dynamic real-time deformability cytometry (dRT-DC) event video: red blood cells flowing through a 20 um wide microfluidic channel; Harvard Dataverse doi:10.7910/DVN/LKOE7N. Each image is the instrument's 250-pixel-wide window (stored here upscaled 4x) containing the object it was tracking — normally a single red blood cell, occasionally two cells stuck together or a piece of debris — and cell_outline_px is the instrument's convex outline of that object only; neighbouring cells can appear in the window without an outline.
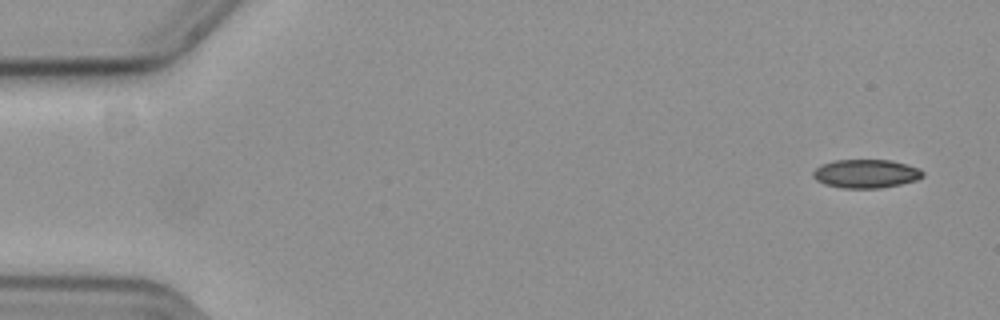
{"species": "common noctule bat (a hibernating species)", "species_latin": "Nyctalus noctula", "temperature_condition": "cold", "stored_images_in_passage": 2, "camera_frame_rate_fps": 3000, "um_per_image_px": 0.085, "animal": {"sex": "female", "body_mass_g": 19.3, "forearm_length_mm": 54.1}, "frame": {"image": 1, "passage_image": 1, "time_ms": 0.0, "image_size_px": [1000, 320], "cell_outline_px": [[924, 176], [916, 180], [900, 184], [880, 188], [844, 188], [824, 184], [816, 180], [812, 176], [812, 172], [820, 164], [832, 160], [892, 160], [908, 164], [920, 168], [924, 172]], "centroid_in_image_um": [73.6, 14.75], "position_along_channel_um": 11.4, "area_um2": 18.5}}